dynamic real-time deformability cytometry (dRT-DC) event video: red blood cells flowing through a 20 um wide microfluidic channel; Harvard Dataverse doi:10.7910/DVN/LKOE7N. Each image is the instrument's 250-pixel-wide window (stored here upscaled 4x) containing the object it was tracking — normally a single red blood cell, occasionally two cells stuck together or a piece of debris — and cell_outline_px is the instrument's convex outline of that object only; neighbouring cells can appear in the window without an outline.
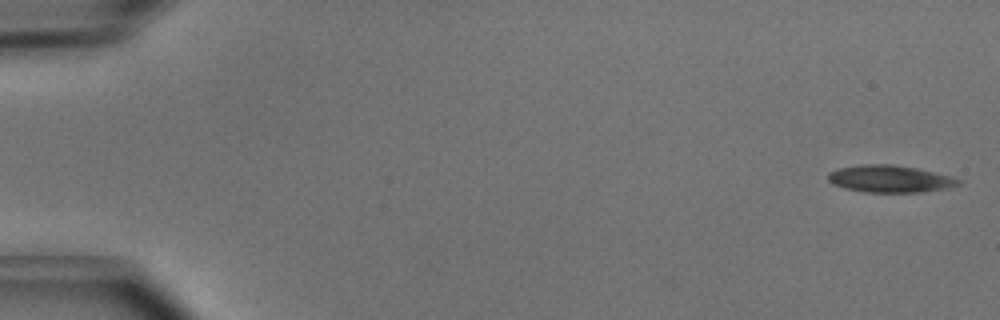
{"species": "common noctule bat (a hibernating species)", "species_latin": "Nyctalus noctula", "temperature_condition": "cold", "stored_images_in_passage": 4, "camera_frame_rate_fps": 3000, "um_per_image_px": 0.085, "animal": {"sex": "male", "body_mass_g": 15.6}, "frame": {"image": 1, "passage_image": 1, "time_ms": 0.0, "image_size_px": [1000, 320], "cell_outline_px": [[964, 180], [960, 184], [948, 188], [924, 192], [864, 192], [844, 188], [832, 184], [828, 180], [828, 172], [840, 168], [864, 164], [892, 164], [916, 168]], "centroid_in_image_um": [75.64, 15.21], "position_along_channel_um": 9.4, "area_um2": 20.58}}
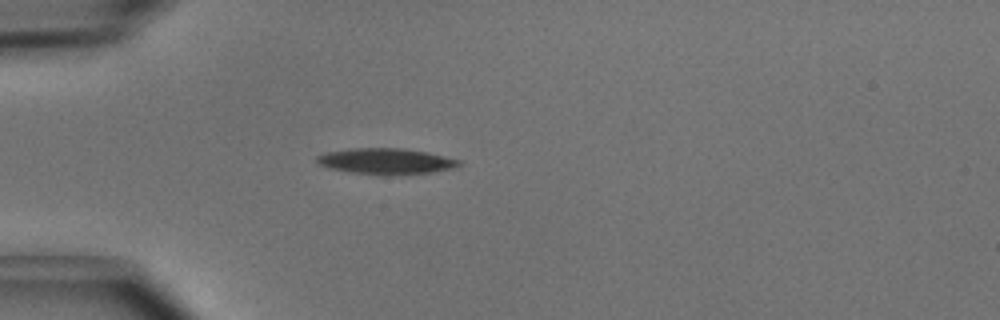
{"frame": {"image": 2, "passage_image": 4, "time_ms": 1.0, "image_size_px": [1000, 320], "cell_outline_px": [[464, 164], [452, 168], [432, 172], [352, 172], [328, 168], [320, 164], [316, 160], [316, 156], [324, 152], [352, 148], [404, 148], [444, 156], [460, 160]], "centroid_in_image_um": [32.77, 13.65], "position_along_channel_um": 52.2, "area_um2": 20.4}}